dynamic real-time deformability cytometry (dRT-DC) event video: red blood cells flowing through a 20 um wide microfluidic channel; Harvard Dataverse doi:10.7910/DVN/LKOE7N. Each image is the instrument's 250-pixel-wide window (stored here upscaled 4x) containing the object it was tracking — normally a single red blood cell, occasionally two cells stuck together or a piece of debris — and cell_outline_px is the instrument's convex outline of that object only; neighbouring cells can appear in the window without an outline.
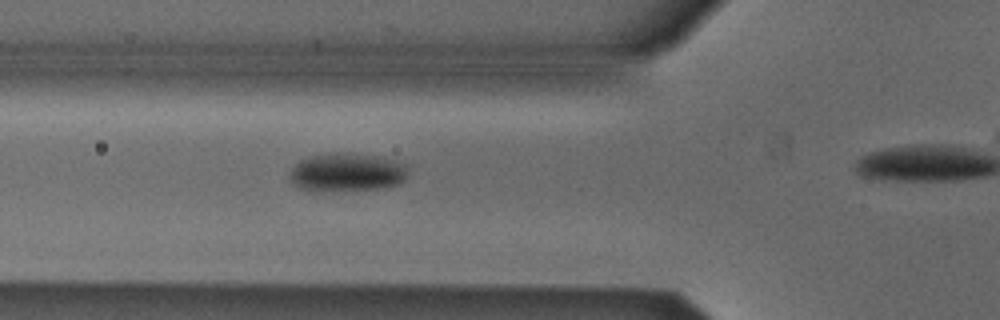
{"species": "Egyptian fruit bat (a non-hibernating species)", "species_latin": "Rousettus aegyptiacus", "temperature_condition": "cold", "stored_images_in_passage": 27, "camera_frame_rate_fps": 3000, "um_per_image_px": 0.085, "animal": {"sex": "male"}, "frame": {"image": 1, "passage_image": 3, "time_ms": 0.667, "image_size_px": [1000, 320], "cell_outline_px": [[408, 172], [404, 180], [400, 184], [384, 188], [320, 192], [300, 188], [292, 180], [292, 168], [300, 160], [312, 156], [332, 152], [376, 156], [408, 164]], "centroid_in_image_um": [29.54, 14.66], "position_along_channel_um": 96.3, "area_um2": 26.41}}
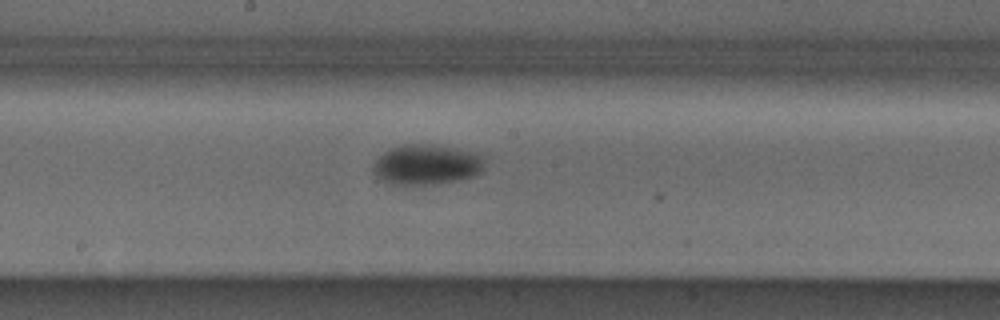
{"frame": {"image": 2, "passage_image": 12, "time_ms": 3.667, "image_size_px": [1000, 320], "cell_outline_px": [[488, 152], [484, 172], [476, 176], [460, 180], [436, 184], [388, 184], [376, 180], [372, 172], [372, 164], [384, 152], [392, 148], [404, 144], [428, 144]], "centroid_in_image_um": [36.37, 13.99], "position_along_channel_um": 211.8, "area_um2": 27.4}}
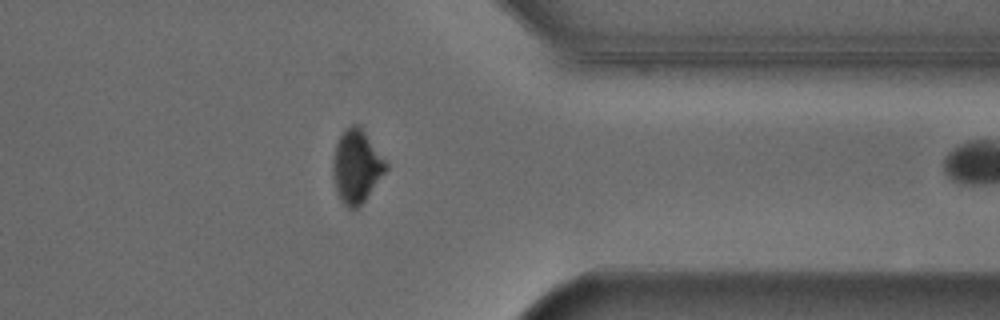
{"frame": {"image": 3, "passage_image": 26, "time_ms": 8.333, "image_size_px": [1000, 320], "cell_outline_px": [[388, 168], [364, 200], [352, 212], [340, 200], [336, 192], [332, 176], [332, 156], [336, 144], [344, 128], [352, 124], [360, 124], [388, 164]], "centroid_in_image_um": [30.27, 14.12], "position_along_channel_um": 381.1, "area_um2": 22.83}}